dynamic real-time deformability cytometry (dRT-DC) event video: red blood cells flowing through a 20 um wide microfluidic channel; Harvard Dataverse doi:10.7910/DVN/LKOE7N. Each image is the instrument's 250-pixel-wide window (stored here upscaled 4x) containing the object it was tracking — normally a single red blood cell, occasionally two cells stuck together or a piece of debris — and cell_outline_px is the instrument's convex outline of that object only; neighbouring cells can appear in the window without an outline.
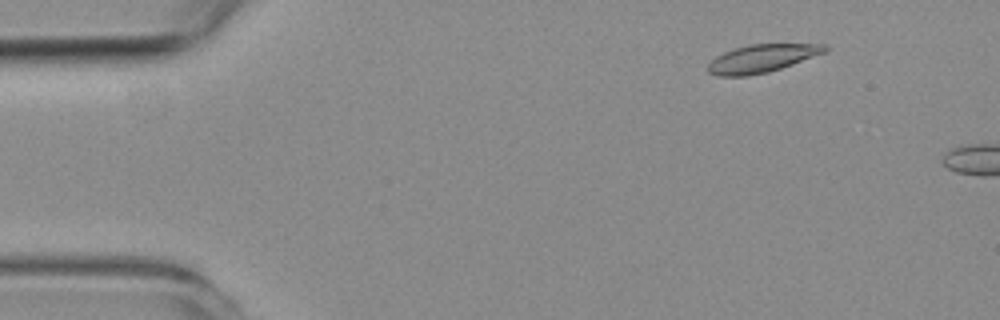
{"species": "common noctule bat (a hibernating species)", "species_latin": "Nyctalus noctula", "temperature_condition": "room temperature", "stored_images_in_passage": 9, "camera_frame_rate_fps": 3000, "um_per_image_px": 0.085, "animal": {"sex": "female", "body_mass_g": 19.3, "forearm_length_mm": 54.1}, "frame": {"image": 1, "passage_image": 6, "time_ms": 1.667, "image_size_px": [1000, 320], "cell_outline_px": [[828, 48], [824, 52], [792, 64], [768, 72], [748, 76], [720, 76], [708, 72], [708, 64], [716, 56], [724, 52], [748, 44], [828, 44]], "centroid_in_image_um": [64.74, 4.96], "position_along_channel_um": 20.3, "area_um2": 18.79}}